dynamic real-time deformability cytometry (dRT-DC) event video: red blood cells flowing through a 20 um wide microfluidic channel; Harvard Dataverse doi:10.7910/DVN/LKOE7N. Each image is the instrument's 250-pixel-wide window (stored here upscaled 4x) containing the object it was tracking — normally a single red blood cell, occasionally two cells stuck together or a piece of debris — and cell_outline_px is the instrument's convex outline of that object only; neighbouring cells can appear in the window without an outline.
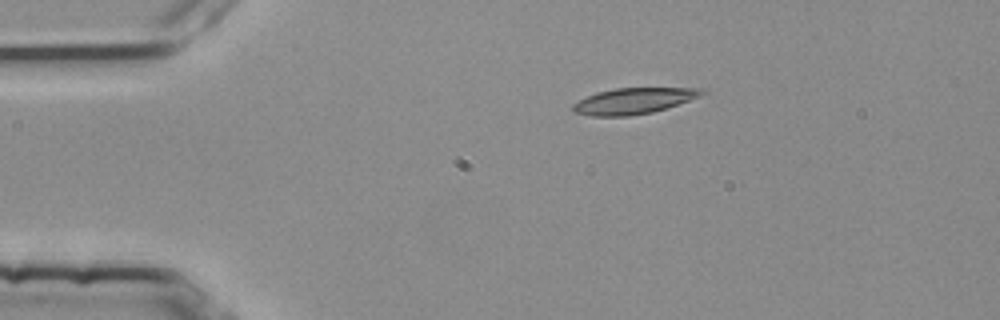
{"species": "common noctule bat (a hibernating species)", "species_latin": "Nyctalus noctula", "temperature_condition": "room temperature", "stored_images_in_passage": 4, "camera_frame_rate_fps": 3000, "um_per_image_px": 0.085, "animal": {"sex": "female", "body_mass_g": 25.1}, "frame": {"image": 1, "passage_image": 3, "time_ms": 0.667, "image_size_px": [1000, 320], "cell_outline_px": [[708, 92], [700, 96], [652, 112], [628, 116], [592, 116], [572, 112], [572, 104], [596, 92], [616, 88], [704, 88]], "centroid_in_image_um": [53.83, 8.57], "position_along_channel_um": 31.2, "area_um2": 19.36}}